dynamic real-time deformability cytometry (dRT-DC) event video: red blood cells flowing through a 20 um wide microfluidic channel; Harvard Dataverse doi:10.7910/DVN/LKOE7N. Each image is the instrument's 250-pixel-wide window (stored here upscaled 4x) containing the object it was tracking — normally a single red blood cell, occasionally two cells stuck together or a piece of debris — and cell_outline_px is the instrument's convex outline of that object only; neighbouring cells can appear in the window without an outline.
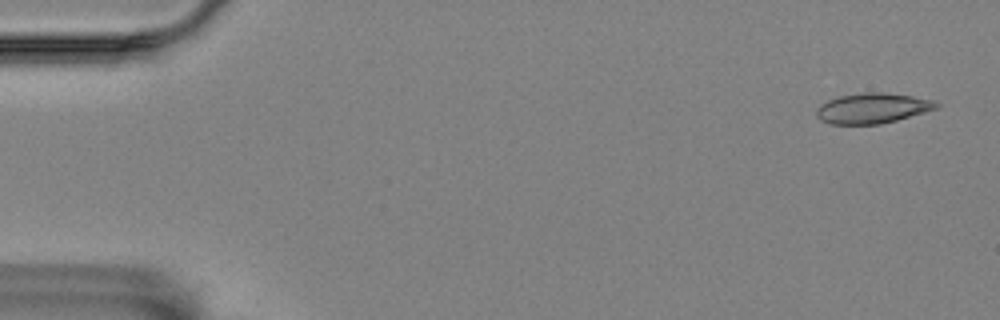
{"species": "Egyptian fruit bat (a non-hibernating species)", "species_latin": "Rousettus aegyptiacus", "temperature_condition": "room temperature", "stored_images_in_passage": 5, "camera_frame_rate_fps": 3000, "um_per_image_px": 0.085, "animal": {"sex": "female"}, "frame": {"image": 1, "passage_image": 1, "time_ms": 0.0, "image_size_px": [1000, 320], "cell_outline_px": [[940, 108], [896, 120], [880, 124], [828, 124], [820, 120], [816, 116], [816, 108], [820, 104], [828, 100], [840, 96], [864, 92], [884, 92], [912, 96], [932, 100], [940, 104]], "centroid_in_image_um": [74.15, 9.2], "position_along_channel_um": 10.9, "area_um2": 21.27}}
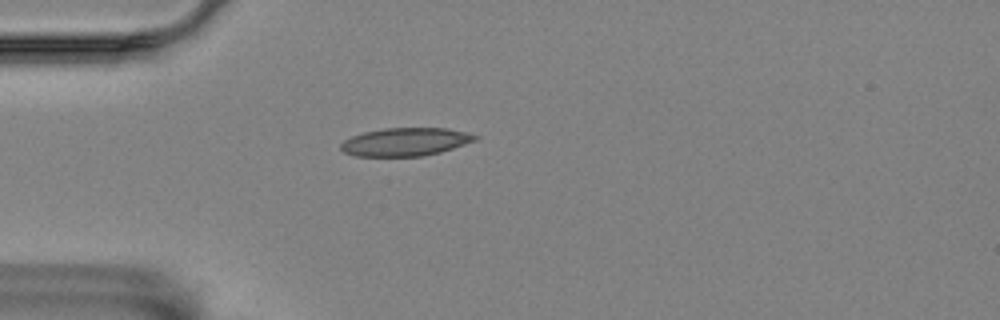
{"frame": {"image": 2, "passage_image": 4, "time_ms": 1.0, "image_size_px": [1000, 320], "cell_outline_px": [[480, 136], [476, 140], [440, 152], [424, 156], [356, 156], [344, 152], [340, 148], [340, 144], [344, 140], [352, 136], [364, 132], [384, 128], [448, 128]], "centroid_in_image_um": [34.44, 12.06], "position_along_channel_um": 50.6, "area_um2": 21.91}}